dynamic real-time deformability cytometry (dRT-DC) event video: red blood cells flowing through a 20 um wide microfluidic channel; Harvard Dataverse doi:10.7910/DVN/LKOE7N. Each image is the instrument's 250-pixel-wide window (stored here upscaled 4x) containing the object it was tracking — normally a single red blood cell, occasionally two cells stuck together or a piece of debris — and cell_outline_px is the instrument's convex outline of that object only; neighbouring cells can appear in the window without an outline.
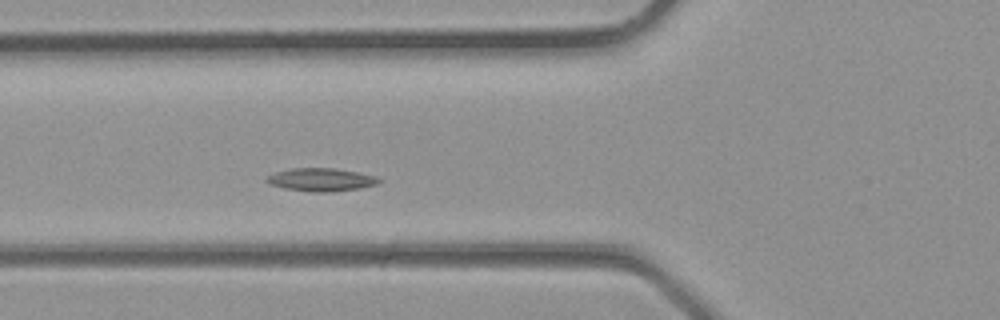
{"species": "common noctule bat (a hibernating species)", "species_latin": "Nyctalus noctula", "temperature_condition": "room temperature", "stored_images_in_passage": 32, "camera_frame_rate_fps": 3000, "um_per_image_px": 0.085, "animal": {"sex": "male", "body_mass_g": 23.1, "forearm_length_mm": 52.7}, "frame": {"image": 1, "passage_image": 8, "time_ms": 2.333, "image_size_px": [1000, 320], "cell_outline_px": [[384, 180], [376, 184], [360, 188], [332, 192], [312, 192], [284, 188], [272, 184], [264, 180], [268, 176], [276, 172], [292, 168], [336, 168], [376, 176]], "centroid_in_image_um": [27.33, 15.27], "position_along_channel_um": 98.5, "area_um2": 15.03}}
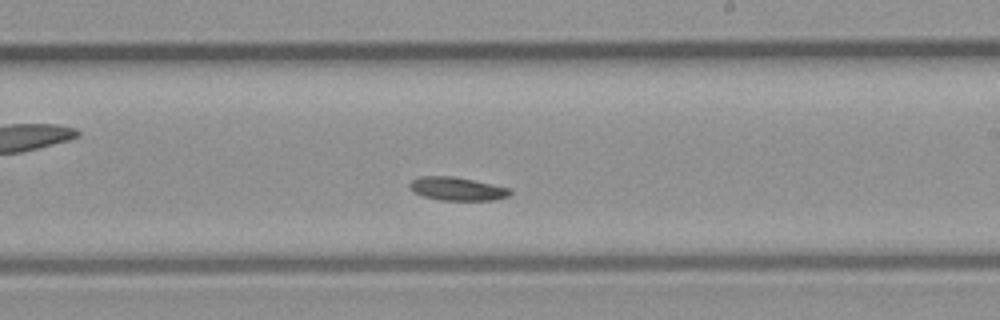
{"frame": {"image": 2, "passage_image": 16, "time_ms": 5.0, "image_size_px": [1000, 320], "cell_outline_px": [[512, 192], [508, 196], [492, 200], [440, 200], [424, 196], [412, 192], [408, 188], [408, 184], [412, 180], [420, 176], [452, 176], [512, 188]], "centroid_in_image_um": [38.83, 16.05], "position_along_channel_um": 250.2, "area_um2": 13.7}}
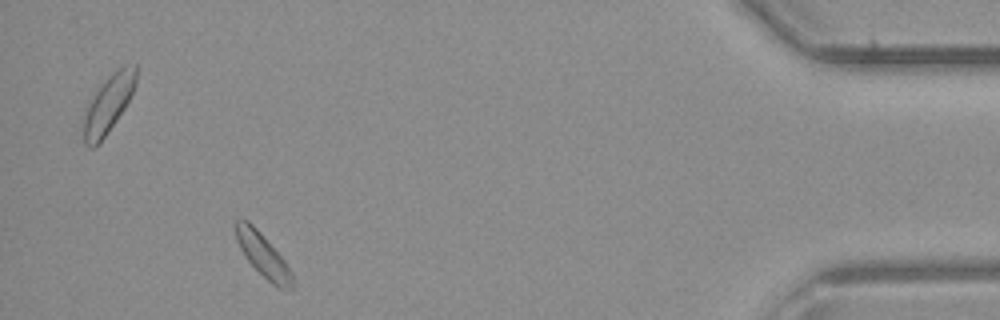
{"frame": {"image": 3, "passage_image": 28, "time_ms": 9.0, "image_size_px": [1000, 320], "cell_outline_px": [[292, 288], [276, 288], [248, 260], [240, 248], [236, 240], [232, 224], [240, 216], [248, 220], [260, 232], [284, 260], [292, 272]], "centroid_in_image_um": [22.28, 21.6], "position_along_channel_um": 412.9, "area_um2": 14.22}}